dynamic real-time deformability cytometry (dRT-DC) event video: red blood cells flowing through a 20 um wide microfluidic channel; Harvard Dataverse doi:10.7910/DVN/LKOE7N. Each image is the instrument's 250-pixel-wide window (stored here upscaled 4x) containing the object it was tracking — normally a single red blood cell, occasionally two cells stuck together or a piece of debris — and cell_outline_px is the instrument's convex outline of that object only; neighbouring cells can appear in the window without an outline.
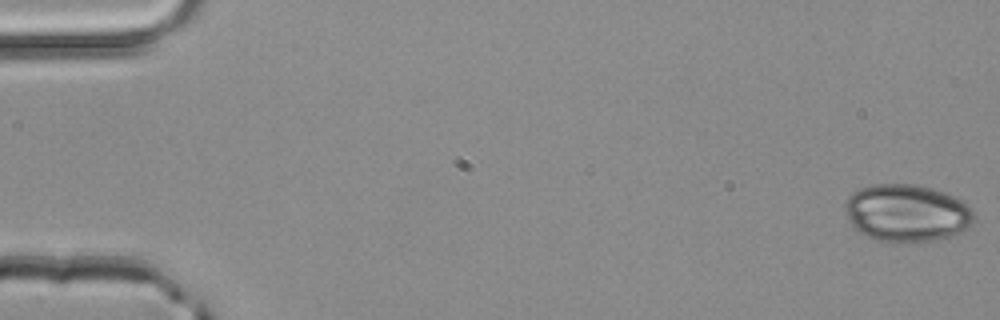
{"species": "common noctule bat (a hibernating species)", "species_latin": "Nyctalus noctula", "temperature_condition": "room temperature", "stored_images_in_passage": 51, "camera_frame_rate_fps": 3000, "um_per_image_px": 0.085, "animal": {"sex": "male", "body_mass_g": 20.4}, "frame": {"image": 1, "passage_image": 1, "time_ms": 0.0, "image_size_px": [1000, 320], "cell_outline_px": [[972, 220], [964, 228], [952, 236], [936, 240], [880, 240], [868, 236], [860, 232], [852, 224], [848, 216], [844, 204], [844, 200], [852, 192], [860, 188], [876, 184], [916, 184], [932, 188], [944, 192], [968, 204], [972, 212]], "centroid_in_image_um": [77.04, 18.06], "position_along_channel_um": 8.0, "area_um2": 42.14}}
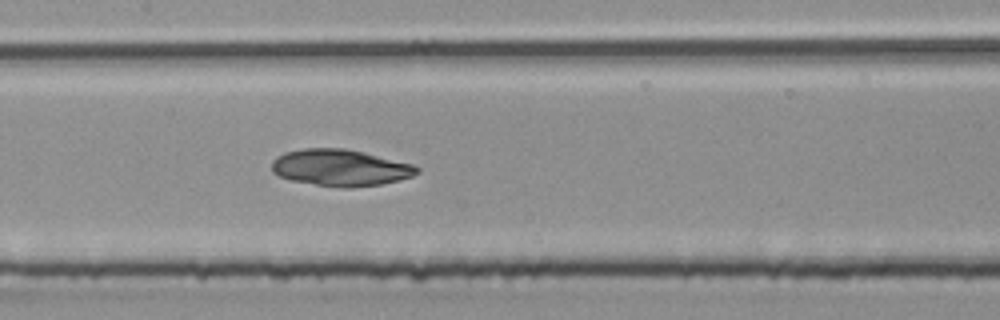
{"frame": {"image": 2, "passage_image": 25, "time_ms": 8.0, "image_size_px": [1000, 320], "cell_outline_px": [[420, 172], [412, 176], [380, 184], [348, 188], [344, 188], [316, 184], [292, 180], [280, 176], [272, 172], [272, 160], [276, 156], [284, 152], [304, 148], [344, 148], [364, 152], [412, 164], [420, 168]], "centroid_in_image_um": [28.91, 14.24], "position_along_channel_um": 178.5, "area_um2": 30.81}}
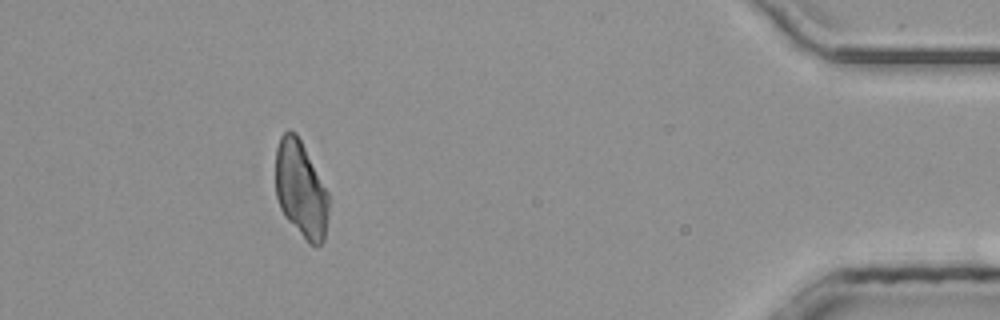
{"frame": {"image": 3, "passage_image": 46, "time_ms": 15.0, "image_size_px": [1000, 320], "cell_outline_px": [[328, 212], [324, 240], [316, 248], [308, 244], [284, 216], [280, 208], [276, 196], [276, 148], [280, 136], [288, 128], [296, 132], [328, 192]], "centroid_in_image_um": [25.56, 16.12], "position_along_channel_um": 409.6, "area_um2": 30.0}}